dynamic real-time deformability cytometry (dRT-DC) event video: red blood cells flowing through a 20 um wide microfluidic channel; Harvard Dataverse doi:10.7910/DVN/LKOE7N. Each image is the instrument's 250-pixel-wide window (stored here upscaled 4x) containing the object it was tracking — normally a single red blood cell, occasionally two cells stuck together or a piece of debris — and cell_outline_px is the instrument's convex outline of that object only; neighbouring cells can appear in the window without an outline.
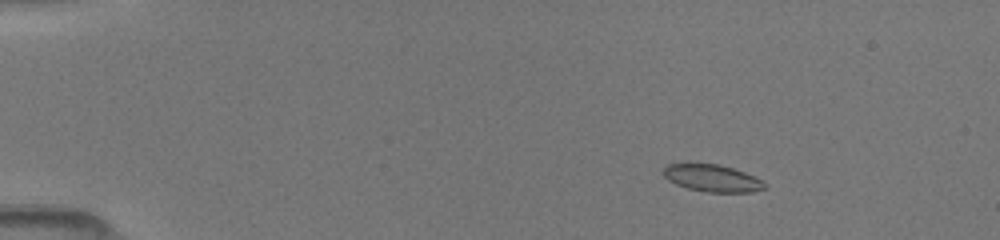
{"species": "common noctule bat (a hibernating species)", "species_latin": "Nyctalus noctula", "temperature_condition": "room temperature", "stored_images_in_passage": 9, "camera_frame_rate_fps": 3000, "um_per_image_px": 0.085, "animal": {"sex": "female", "body_mass_g": 19.5, "forearm_length_mm": 54.1}, "frame": {"image": 1, "passage_image": 4, "time_ms": 1.333, "image_size_px": [1000, 240], "cell_outline_px": [[768, 188], [752, 192], [708, 192], [688, 188], [676, 184], [668, 180], [664, 176], [664, 168], [668, 164], [716, 164], [732, 168], [744, 172], [768, 184]], "centroid_in_image_um": [60.57, 15.16], "position_along_channel_um": 24.4, "area_um2": 15.78}}